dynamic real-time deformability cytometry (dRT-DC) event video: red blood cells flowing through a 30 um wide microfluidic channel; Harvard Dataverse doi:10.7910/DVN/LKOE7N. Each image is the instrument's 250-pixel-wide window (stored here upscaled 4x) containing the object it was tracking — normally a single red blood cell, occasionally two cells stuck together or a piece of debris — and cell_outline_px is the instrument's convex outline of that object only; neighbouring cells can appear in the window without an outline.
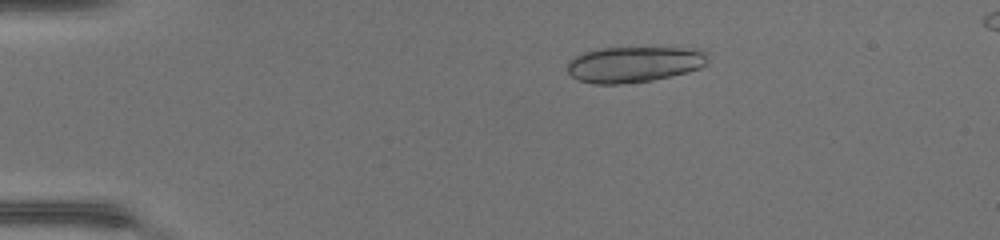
{"species": "common noctule bat (a hibernating species)", "species_latin": "Nyctalus noctula", "temperature_condition": "warm", "stored_images_in_passage": 38, "camera_frame_rate_fps": 3000, "um_per_image_px": 0.085, "animal": {"sex": "female", "body_mass_g": 17.0, "forearm_length_mm": 48.0}, "frame": {"image": 1, "passage_image": 1, "time_ms": 0.0, "image_size_px": [1000, 240], "cell_outline_px": [[704, 64], [700, 68], [652, 80], [616, 84], [596, 84], [580, 80], [572, 76], [568, 72], [568, 60], [584, 52], [604, 48], [680, 48], [704, 52]], "centroid_in_image_um": [53.79, 5.47], "position_along_channel_um": 31.2, "area_um2": 28.44}}
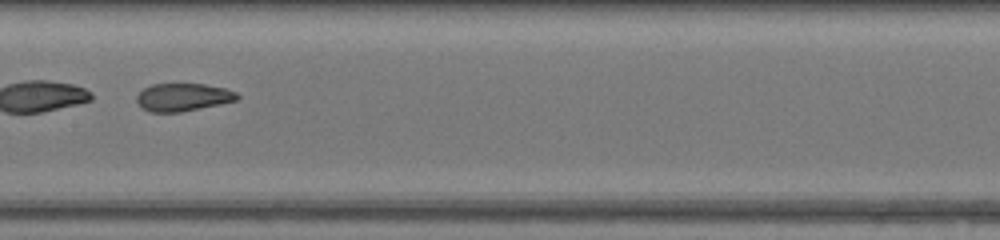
{"frame": {"image": 2, "passage_image": 17, "time_ms": 5.333, "image_size_px": [1000, 240], "cell_outline_px": [[240, 96], [236, 100], [200, 108], [180, 112], [152, 112], [140, 108], [136, 100], [136, 96], [144, 88], [152, 84], [204, 84], [224, 88], [236, 92]], "centroid_in_image_um": [15.51, 8.26], "position_along_channel_um": 191.9, "area_um2": 16.18}, "authors_computed_cell_mechanics": {"area_um2": 18.3226, "velocity_mm_per_s": 4.4499, "shape_relaxation_time_tau1_ms": null, "shape_relaxation_time_tau2_ms": 0.9908, "deformation_change_tau1": null, "deformation_change_tau2": 0.0647}}